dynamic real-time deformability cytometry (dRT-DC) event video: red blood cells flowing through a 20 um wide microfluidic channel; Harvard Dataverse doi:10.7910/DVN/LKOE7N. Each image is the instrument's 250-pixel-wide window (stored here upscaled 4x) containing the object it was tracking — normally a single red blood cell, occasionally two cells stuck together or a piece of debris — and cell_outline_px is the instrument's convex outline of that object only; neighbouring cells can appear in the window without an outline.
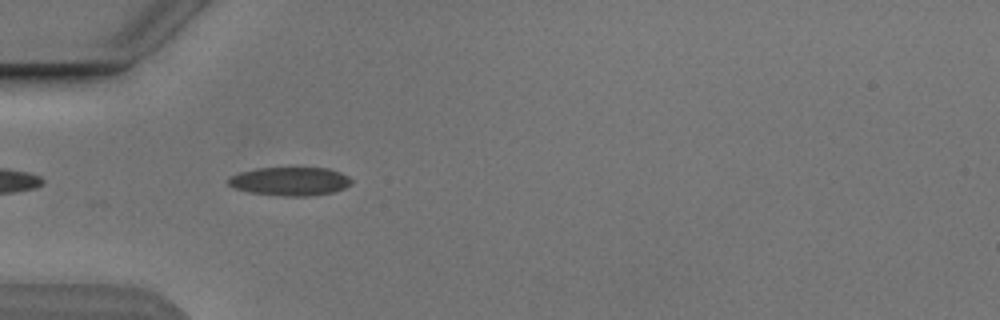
{"species": "Egyptian fruit bat (a non-hibernating species)", "species_latin": "Rousettus aegyptiacus", "temperature_condition": "cold", "stored_images_in_passage": 6, "camera_frame_rate_fps": 3000, "um_per_image_px": 0.085, "animal": {"sex": "male"}, "frame": {"image": 1, "passage_image": 5, "time_ms": 4.667, "image_size_px": [1000, 320], "cell_outline_px": [[352, 184], [344, 188], [332, 192], [308, 196], [280, 196], [248, 192], [232, 188], [228, 184], [228, 176], [240, 172], [256, 168], [328, 168], [340, 172], [348, 176], [352, 180]], "centroid_in_image_um": [24.62, 15.41], "position_along_channel_um": 60.4, "area_um2": 20.63}}
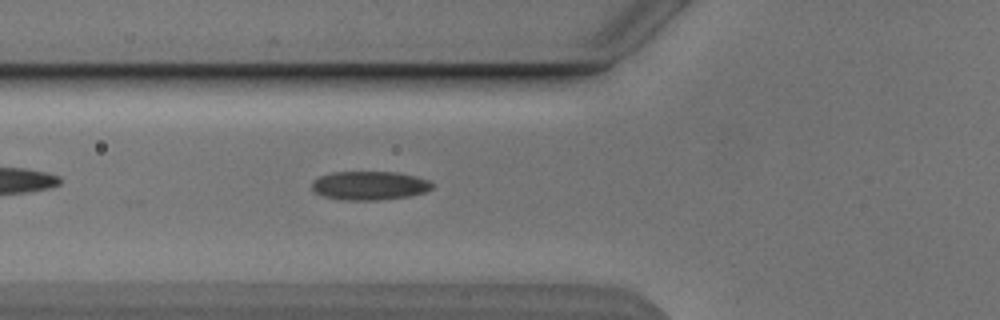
{"frame": {"image": 2, "passage_image": 6, "time_ms": 5.667, "image_size_px": [1000, 320], "cell_outline_px": [[436, 184], [432, 188], [424, 192], [412, 196], [380, 200], [340, 200], [324, 196], [316, 192], [312, 188], [312, 180], [320, 176], [332, 172], [396, 172], [416, 176], [428, 180]], "centroid_in_image_um": [31.43, 15.78], "position_along_channel_um": 94.4, "area_um2": 20.35}}